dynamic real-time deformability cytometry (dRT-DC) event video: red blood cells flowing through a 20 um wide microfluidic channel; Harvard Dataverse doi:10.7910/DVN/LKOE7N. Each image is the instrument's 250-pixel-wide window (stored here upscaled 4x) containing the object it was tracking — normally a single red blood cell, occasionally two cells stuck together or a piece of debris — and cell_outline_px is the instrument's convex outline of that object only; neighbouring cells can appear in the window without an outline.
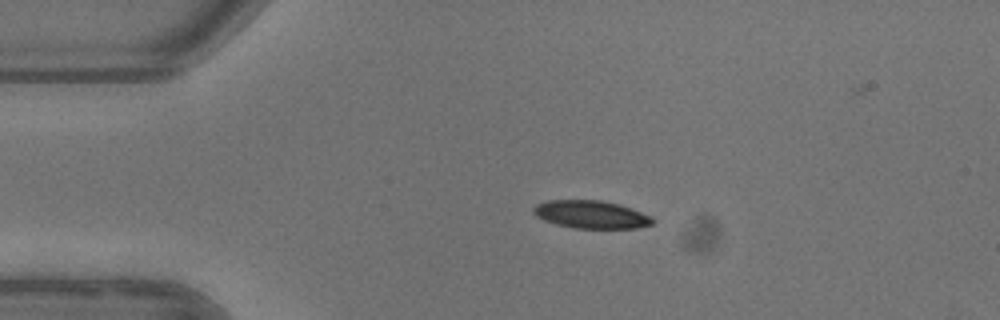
{"species": "common noctule bat (a hibernating species)", "species_latin": "Nyctalus noctula", "temperature_condition": "warm", "stored_images_in_passage": 3, "camera_frame_rate_fps": 3000, "um_per_image_px": 0.085, "animal": {"sex": "female"}, "frame": {"image": 1, "passage_image": 2, "time_ms": 1.333, "image_size_px": [1000, 320], "cell_outline_px": [[656, 220], [652, 224], [636, 228], [576, 228], [556, 224], [544, 220], [536, 216], [532, 212], [532, 208], [536, 204], [548, 200], [600, 200], [620, 204], [652, 216]], "centroid_in_image_um": [50.24, 18.22], "position_along_channel_um": 34.8, "area_um2": 19.42}}